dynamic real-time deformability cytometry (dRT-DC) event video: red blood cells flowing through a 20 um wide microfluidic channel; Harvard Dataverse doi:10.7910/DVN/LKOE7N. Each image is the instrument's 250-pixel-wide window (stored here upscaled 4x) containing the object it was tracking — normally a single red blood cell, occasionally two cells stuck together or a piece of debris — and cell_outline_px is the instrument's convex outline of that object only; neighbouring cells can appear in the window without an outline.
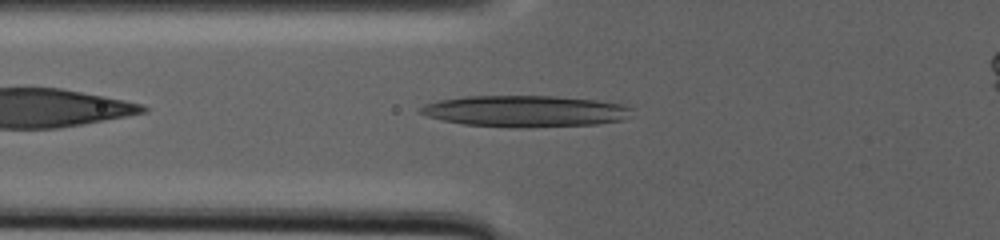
{"species": "human", "species_latin": "Homo sapiens", "temperature_condition": "warm", "stored_images_in_passage": 90, "camera_frame_rate_fps": 3000, "um_per_image_px": 0.085, "donor": {"sex": "male"}, "frame": {"image": 1, "passage_image": 9, "time_ms": 2.667, "image_size_px": [1000, 240], "cell_outline_px": [[632, 108], [624, 120], [596, 124], [532, 128], [516, 128], [464, 124], [444, 120], [428, 116], [416, 112], [416, 108], [424, 104], [440, 100], [464, 96], [556, 96], [596, 100], [620, 104]], "centroid_in_image_um": [44.59, 9.45], "position_along_channel_um": 81.2, "area_um2": 38.9}}
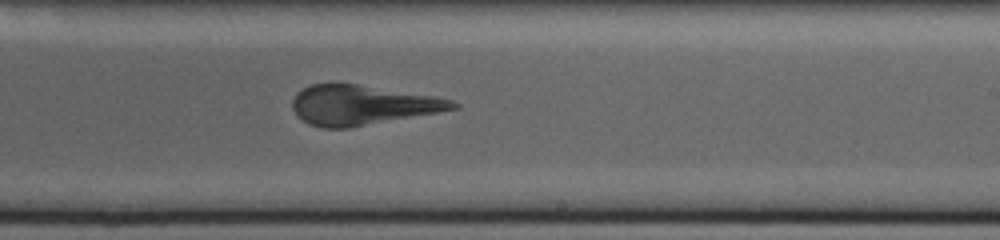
{"frame": {"image": 2, "passage_image": 43, "time_ms": 14.0, "image_size_px": [1000, 240], "cell_outline_px": [[460, 108], [348, 128], [324, 128], [308, 124], [292, 108], [292, 100], [296, 92], [312, 84], [356, 84], [432, 96], [452, 100], [460, 104]], "centroid_in_image_um": [30.77, 8.93], "position_along_channel_um": 258.2, "area_um2": 36.53}}
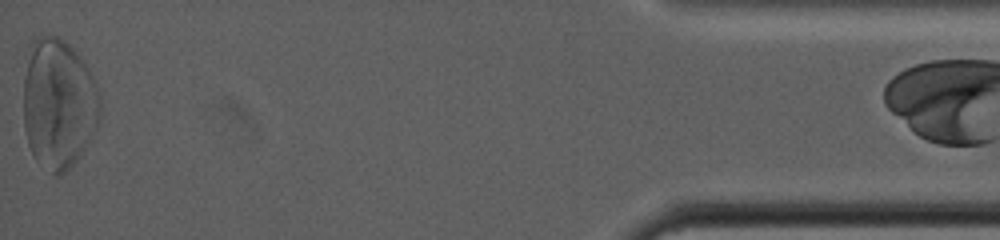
{"frame": {"image": 3, "passage_image": 89, "time_ms": 29.333, "image_size_px": [1000, 240], "cell_outline_px": [[100, 116], [80, 156], [60, 176], [56, 176], [36, 160], [28, 144], [24, 128], [24, 76], [32, 44], [36, 36], [56, 36], [64, 40], [80, 56], [88, 68], [100, 92]], "centroid_in_image_um": [4.97, 8.81], "position_along_channel_um": 430.2, "area_um2": 57.63}}